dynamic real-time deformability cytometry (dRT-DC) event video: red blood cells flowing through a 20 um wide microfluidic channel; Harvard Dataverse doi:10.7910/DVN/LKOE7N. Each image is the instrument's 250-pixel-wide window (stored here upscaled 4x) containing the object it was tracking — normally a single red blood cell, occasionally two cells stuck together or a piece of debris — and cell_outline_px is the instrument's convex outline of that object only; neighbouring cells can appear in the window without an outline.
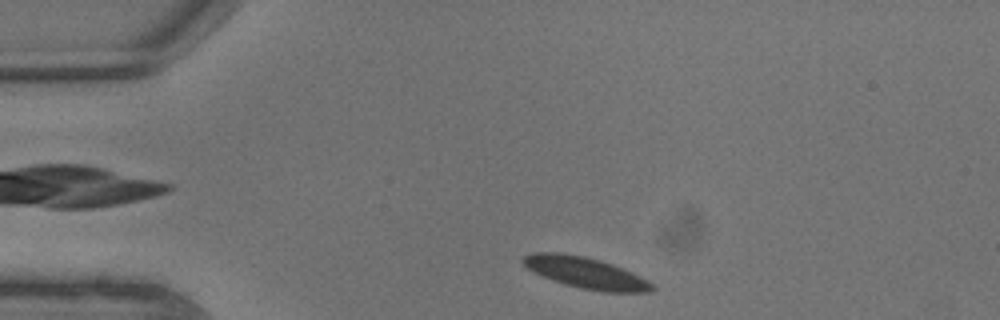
{"species": "common noctule bat (a hibernating species)", "species_latin": "Nyctalus noctula", "temperature_condition": "warm", "stored_images_in_passage": 7, "camera_frame_rate_fps": 3000, "um_per_image_px": 0.085, "animal": {"sex": "male", "body_mass_g": 13.3}, "frame": {"image": 1, "passage_image": 7, "time_ms": 2.0, "image_size_px": [1000, 320], "cell_outline_px": [[656, 288], [648, 292], [604, 292], [580, 288], [564, 284], [552, 280], [528, 268], [520, 260], [524, 256], [532, 252], [560, 252], [584, 256], [600, 260], [612, 264], [632, 272], [648, 280]], "centroid_in_image_um": [49.79, 23.18], "position_along_channel_um": 35.2, "area_um2": 23.41}}